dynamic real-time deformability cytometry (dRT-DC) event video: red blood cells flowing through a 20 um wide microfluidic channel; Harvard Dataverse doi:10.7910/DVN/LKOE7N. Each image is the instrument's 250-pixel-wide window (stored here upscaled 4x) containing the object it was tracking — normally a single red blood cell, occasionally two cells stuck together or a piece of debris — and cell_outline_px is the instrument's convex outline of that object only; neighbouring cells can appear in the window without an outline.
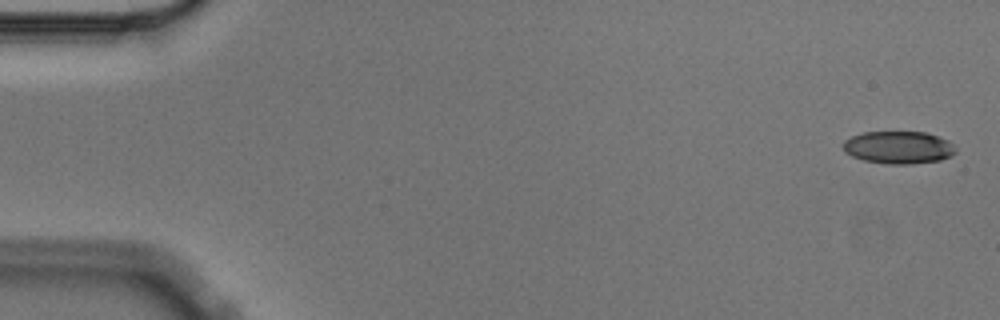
{"species": "Egyptian fruit bat (a non-hibernating species)", "species_latin": "Rousettus aegyptiacus", "temperature_condition": "cold", "stored_images_in_passage": 6, "segment_of_instrument_passage": [1, 2], "camera_frame_rate_fps": 3000, "um_per_image_px": 0.085, "animal": {"sex": "male"}, "frame": {"image": 1, "passage_image": 1, "time_ms": 0.0, "image_size_px": [1000, 320], "cell_outline_px": [[956, 152], [952, 156], [940, 160], [908, 164], [888, 164], [864, 160], [852, 156], [844, 152], [844, 140], [852, 136], [864, 132], [928, 132], [948, 140], [956, 148]], "centroid_in_image_um": [76.4, 12.53], "position_along_channel_um": 8.6, "area_um2": 21.39}}
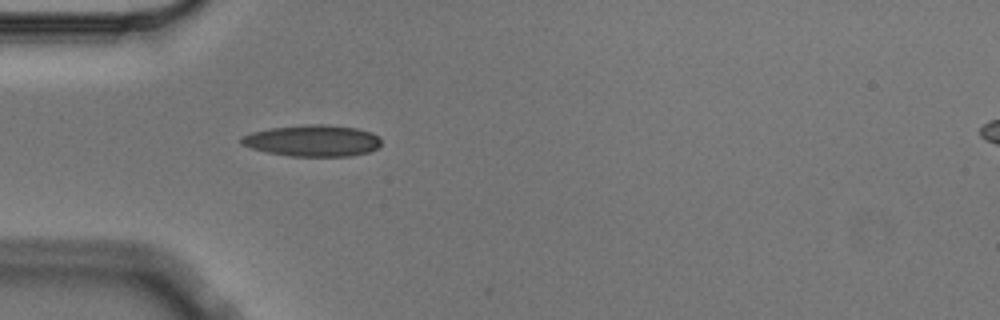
{"frame": {"image": 2, "passage_image": 5, "time_ms": 1.333, "image_size_px": [1000, 320], "cell_outline_px": [[380, 144], [376, 148], [368, 152], [352, 156], [292, 156], [268, 152], [252, 148], [240, 144], [240, 136], [252, 132], [272, 128], [312, 124], [320, 124], [356, 128], [372, 132], [380, 136]], "centroid_in_image_um": [26.58, 11.96], "position_along_channel_um": 58.4, "area_um2": 25.49}}